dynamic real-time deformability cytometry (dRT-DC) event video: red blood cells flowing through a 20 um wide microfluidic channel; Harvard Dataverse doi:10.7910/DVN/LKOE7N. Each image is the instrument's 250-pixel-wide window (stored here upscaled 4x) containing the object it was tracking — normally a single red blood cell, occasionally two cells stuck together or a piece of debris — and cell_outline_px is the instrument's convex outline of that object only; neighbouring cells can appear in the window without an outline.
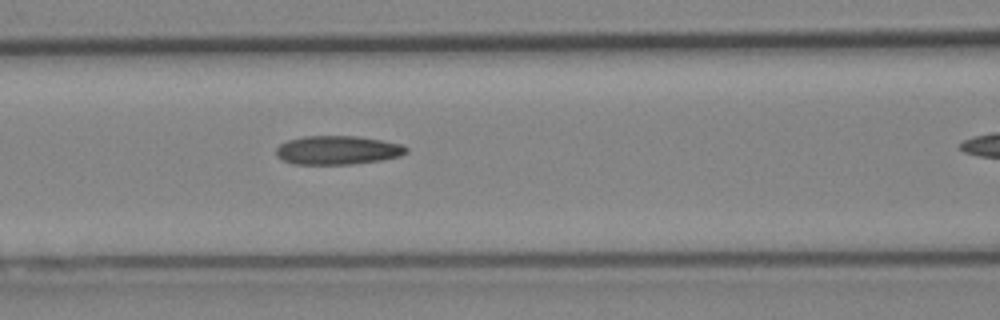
{"species": "Egyptian fruit bat (a non-hibernating species)", "species_latin": "Rousettus aegyptiacus", "temperature_condition": "cold", "stored_images_in_passage": 36, "camera_frame_rate_fps": 3000, "um_per_image_px": 0.085, "animal": {"sex": "female"}, "frame": {"image": 1, "passage_image": 17, "time_ms": 5.333, "image_size_px": [1000, 320], "cell_outline_px": [[408, 152], [400, 156], [380, 160], [352, 164], [292, 164], [276, 156], [276, 148], [280, 144], [288, 140], [304, 136], [356, 136], [380, 140], [400, 144], [408, 148]], "centroid_in_image_um": [28.67, 12.76], "position_along_channel_um": 137.9, "area_um2": 21.73}}
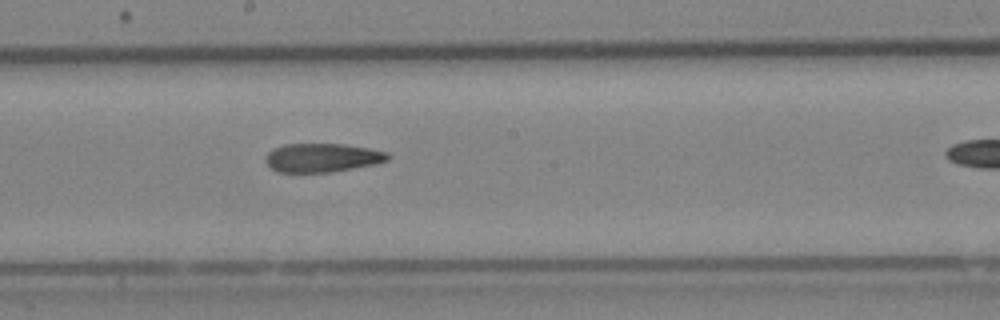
{"frame": {"image": 2, "passage_image": 23, "time_ms": 7.333, "image_size_px": [1000, 320], "cell_outline_px": [[392, 156], [388, 160], [376, 164], [332, 172], [276, 172], [264, 160], [268, 152], [272, 148], [284, 144], [344, 144], [368, 148], [388, 152]], "centroid_in_image_um": [27.4, 13.4], "position_along_channel_um": 220.8, "area_um2": 20.63}}
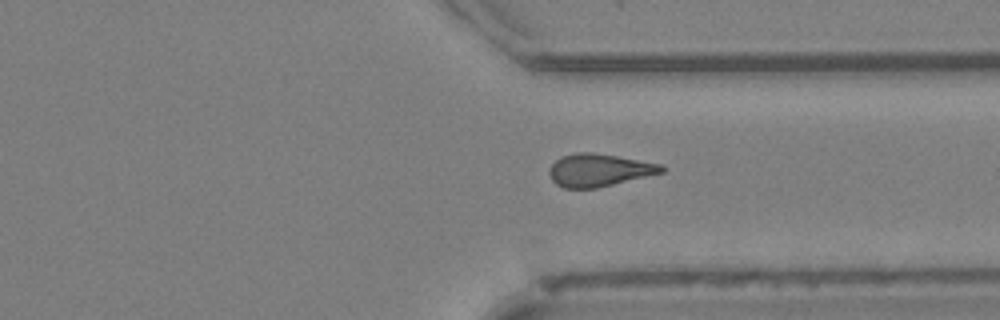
{"frame": {"image": 3, "passage_image": 33, "time_ms": 10.667, "image_size_px": [1000, 320], "cell_outline_px": [[664, 172], [596, 188], [564, 188], [556, 184], [552, 180], [548, 172], [552, 164], [560, 156], [576, 152], [592, 152], [616, 156], [660, 164], [664, 168]], "centroid_in_image_um": [50.87, 14.46], "position_along_channel_um": 360.5, "area_um2": 21.15}}